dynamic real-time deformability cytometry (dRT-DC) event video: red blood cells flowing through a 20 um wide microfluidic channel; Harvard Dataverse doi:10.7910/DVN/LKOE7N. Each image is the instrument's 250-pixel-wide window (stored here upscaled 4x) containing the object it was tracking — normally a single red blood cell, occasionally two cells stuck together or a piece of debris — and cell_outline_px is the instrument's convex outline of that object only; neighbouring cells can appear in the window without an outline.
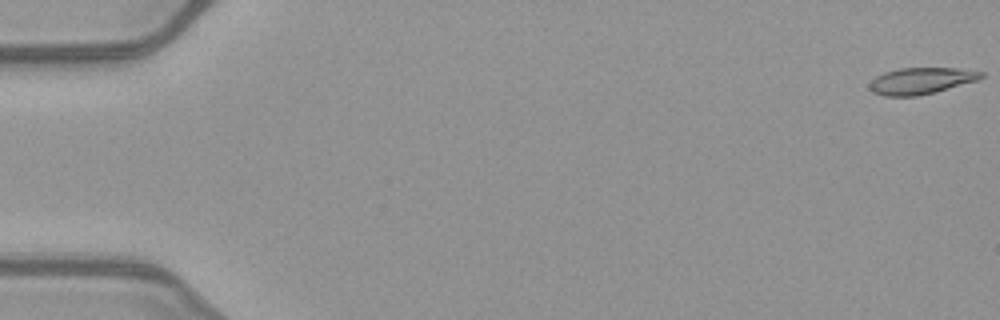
{"species": "common noctule bat (a hibernating species)", "species_latin": "Nyctalus noctula", "temperature_condition": "warm", "stored_images_in_passage": 52, "camera_frame_rate_fps": 3000, "um_per_image_px": 0.085, "animal": {"sex": "female", "body_mass_g": 21.9}, "frame": {"image": 1, "passage_image": 1, "time_ms": 0.0, "image_size_px": [1000, 320], "cell_outline_px": [[984, 76], [976, 80], [936, 92], [916, 96], [884, 96], [872, 92], [868, 88], [868, 84], [876, 76], [884, 72], [900, 68], [956, 68], [984, 72]], "centroid_in_image_um": [78.24, 6.87], "position_along_channel_um": 6.8, "area_um2": 17.22}}
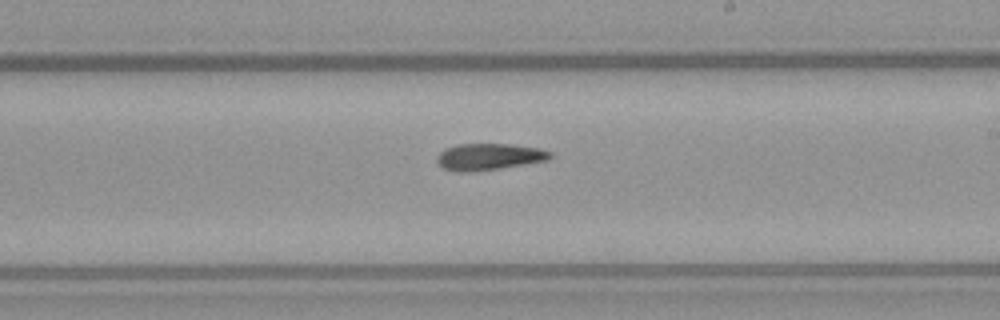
{"frame": {"image": 2, "passage_image": 31, "time_ms": 10.0, "image_size_px": [1000, 320], "cell_outline_px": [[552, 156], [548, 160], [500, 168], [468, 172], [456, 172], [444, 168], [436, 160], [436, 156], [444, 148], [456, 144], [508, 144], [540, 148], [552, 152]], "centroid_in_image_um": [41.54, 13.31], "position_along_channel_um": 247.5, "area_um2": 17.57}}
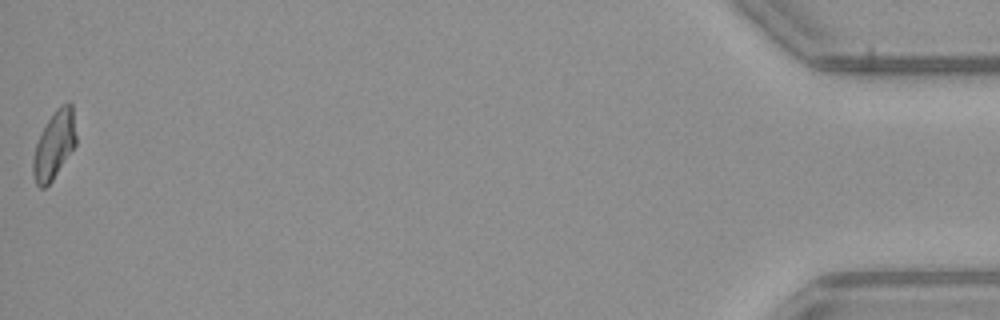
{"frame": {"image": 3, "passage_image": 52, "time_ms": 17.0, "image_size_px": [1000, 320], "cell_outline_px": [[76, 144], [52, 180], [44, 188], [40, 188], [36, 184], [32, 172], [32, 160], [36, 144], [48, 120], [56, 108], [60, 104], [68, 100], [72, 104], [76, 136]], "centroid_in_image_um": [4.61, 12.3], "position_along_channel_um": 430.6, "area_um2": 16.88}, "authors_computed_cell_mechanics": {"area_um2": 17.5712, "velocity_mm_per_s": 4.0446, "shape_relaxation_time_tau1_ms": null, "shape_relaxation_time_tau2_ms": 7.7956, "deformation_change_tau1": null, "deformation_change_tau2": 0.1839}}